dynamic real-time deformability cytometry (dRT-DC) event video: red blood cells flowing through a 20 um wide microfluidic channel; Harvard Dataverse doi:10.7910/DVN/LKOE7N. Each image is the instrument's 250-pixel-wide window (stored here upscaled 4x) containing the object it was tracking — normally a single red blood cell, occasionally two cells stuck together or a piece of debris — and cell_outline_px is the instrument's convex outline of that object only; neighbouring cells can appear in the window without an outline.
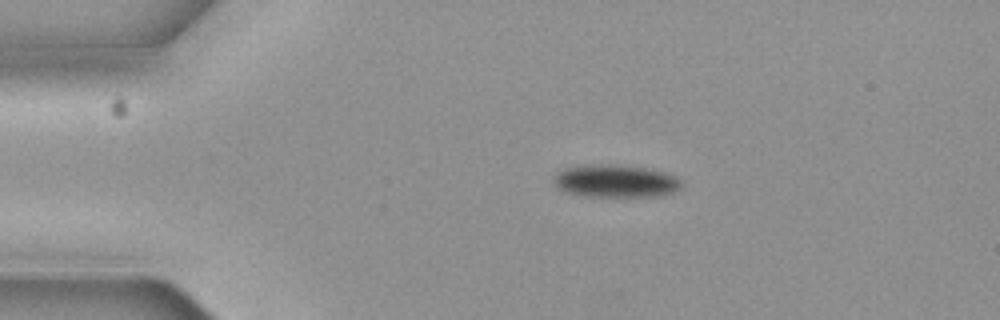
{"species": "common noctule bat (a hibernating species)", "species_latin": "Nyctalus noctula", "temperature_condition": "cold", "stored_images_in_passage": 14, "camera_frame_rate_fps": 3000, "um_per_image_px": 0.085, "animal": {"sex": "female", "body_mass_g": 19.3, "forearm_length_mm": 54.1}, "frame": {"image": 1, "passage_image": 2, "time_ms": 0.333, "image_size_px": [1000, 320], "cell_outline_px": [[680, 188], [664, 196], [588, 196], [568, 192], [556, 188], [552, 176], [556, 172], [564, 168], [588, 164], [600, 164], [644, 168], [664, 172], [676, 176], [680, 180]], "centroid_in_image_um": [52.28, 15.39], "position_along_channel_um": 32.7, "area_um2": 24.16}}
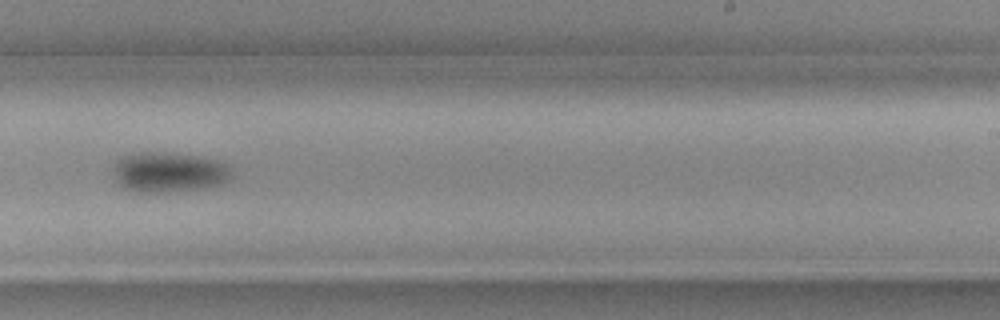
{"frame": {"image": 2, "passage_image": 9, "time_ms": 2.667, "image_size_px": [1000, 320], "cell_outline_px": [[232, 176], [228, 180], [220, 184], [172, 192], [140, 192], [124, 188], [116, 180], [116, 164], [124, 156], [132, 152], [164, 152], [192, 156], [216, 160], [224, 164], [228, 168]], "centroid_in_image_um": [14.34, 14.63], "position_along_channel_um": 274.7, "area_um2": 26.88}}
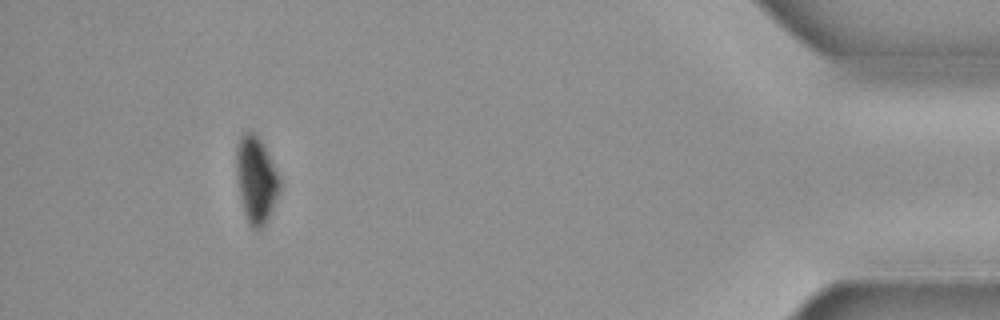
{"frame": {"image": 3, "passage_image": 13, "time_ms": 4.0, "image_size_px": [1000, 320], "cell_outline_px": [[280, 188], [276, 200], [268, 220], [264, 228], [252, 228], [244, 212], [240, 196], [236, 172], [236, 148], [240, 136], [244, 132], [252, 132], [260, 140], [280, 176]], "centroid_in_image_um": [21.77, 15.29], "position_along_channel_um": 413.4, "area_um2": 21.62}}